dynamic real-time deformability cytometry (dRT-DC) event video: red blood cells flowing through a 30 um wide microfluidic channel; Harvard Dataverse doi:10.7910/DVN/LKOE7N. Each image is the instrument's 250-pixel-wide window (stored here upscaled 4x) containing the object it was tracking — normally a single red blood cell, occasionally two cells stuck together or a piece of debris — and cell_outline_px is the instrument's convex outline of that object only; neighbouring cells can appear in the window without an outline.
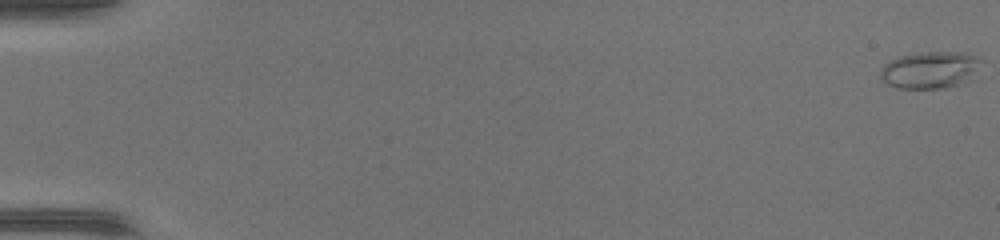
{"species": "common noctule bat (a hibernating species)", "species_latin": "Nyctalus noctula", "temperature_condition": "warm", "stored_images_in_passage": 48, "camera_frame_rate_fps": 3000, "um_per_image_px": 0.085, "animal": {"sex": "female", "body_mass_g": 17.0, "forearm_length_mm": 48.0}, "frame": {"image": 1, "passage_image": 1, "time_ms": 0.0, "image_size_px": [1000, 240], "cell_outline_px": [[984, 60], [968, 80], [964, 84], [944, 88], [896, 88], [880, 80], [880, 68], [888, 60], [900, 56], [920, 52], [964, 52], [980, 56]], "centroid_in_image_um": [79.05, 5.93], "position_along_channel_um": 5.9, "area_um2": 22.14}}
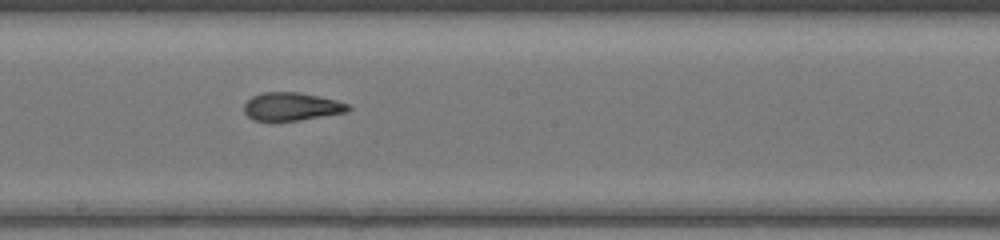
{"frame": {"image": 2, "passage_image": 29, "time_ms": 9.333, "image_size_px": [1000, 240], "cell_outline_px": [[352, 108], [348, 112], [300, 120], [252, 120], [244, 112], [244, 104], [252, 96], [260, 92], [300, 92], [336, 100], [348, 104]], "centroid_in_image_um": [24.79, 9.05], "position_along_channel_um": 223.4, "area_um2": 17.05}}
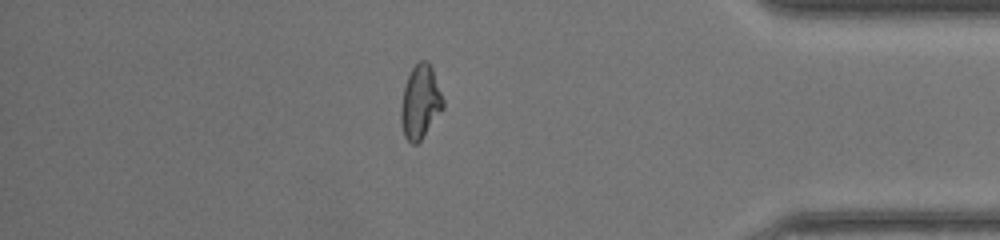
{"frame": {"image": 3, "passage_image": 43, "time_ms": 14.0, "image_size_px": [1000, 240], "cell_outline_px": [[444, 108], [420, 140], [416, 144], [412, 144], [404, 136], [400, 120], [400, 108], [404, 88], [408, 76], [412, 68], [420, 60], [428, 60], [432, 68], [444, 100]], "centroid_in_image_um": [35.72, 8.66], "position_along_channel_um": 399.5, "area_um2": 17.98}}